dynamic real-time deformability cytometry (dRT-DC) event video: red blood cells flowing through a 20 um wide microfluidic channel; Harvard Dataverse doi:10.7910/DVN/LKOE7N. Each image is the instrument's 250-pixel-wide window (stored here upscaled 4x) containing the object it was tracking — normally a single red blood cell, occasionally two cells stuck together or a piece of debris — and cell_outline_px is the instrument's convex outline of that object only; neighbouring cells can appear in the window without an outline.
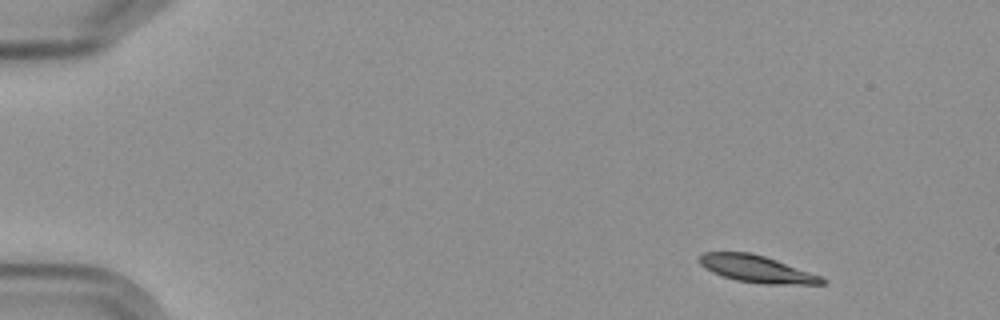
{"species": "Egyptian fruit bat (a non-hibernating species)", "species_latin": "Rousettus aegyptiacus", "temperature_condition": "cold", "stored_images_in_passage": 4, "camera_frame_rate_fps": 3000, "um_per_image_px": 0.085, "frame": {"image": 1, "passage_image": 1, "time_ms": 0.0, "image_size_px": [1000, 320], "cell_outline_px": [[828, 280], [824, 284], [764, 284], [736, 280], [712, 272], [700, 264], [700, 256], [704, 252], [748, 252], [764, 256], [824, 276]], "centroid_in_image_um": [64.39, 22.87], "position_along_channel_um": 20.6, "area_um2": 19.25}}